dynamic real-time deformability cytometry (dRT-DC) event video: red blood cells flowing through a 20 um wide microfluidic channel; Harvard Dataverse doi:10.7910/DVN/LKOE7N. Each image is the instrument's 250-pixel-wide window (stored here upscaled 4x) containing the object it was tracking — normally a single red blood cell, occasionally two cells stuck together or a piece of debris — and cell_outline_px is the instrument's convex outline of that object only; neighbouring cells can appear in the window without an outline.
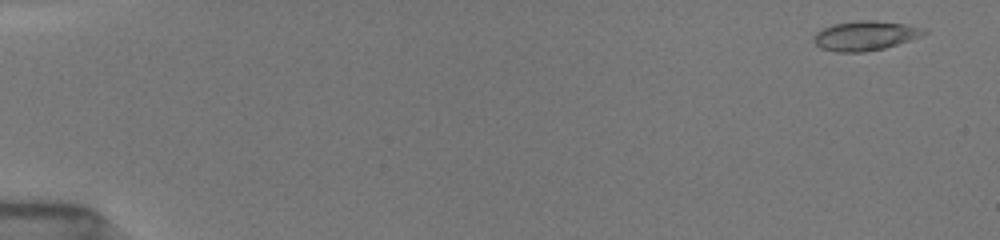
{"species": "common noctule bat (a hibernating species)", "species_latin": "Nyctalus noctula", "temperature_condition": "room temperature", "stored_images_in_passage": 13, "camera_frame_rate_fps": 3000, "um_per_image_px": 0.085, "animal": {"sex": "female", "body_mass_g": 19.5, "forearm_length_mm": 54.1}, "frame": {"image": 1, "passage_image": 2, "time_ms": 0.333, "image_size_px": [1000, 240], "cell_outline_px": [[928, 32], [920, 36], [884, 48], [864, 52], [836, 52], [820, 48], [812, 40], [812, 36], [816, 32], [832, 24], [856, 20], [876, 20], [904, 24], [928, 28]], "centroid_in_image_um": [73.51, 3.02], "position_along_channel_um": 11.5, "area_um2": 19.07}}
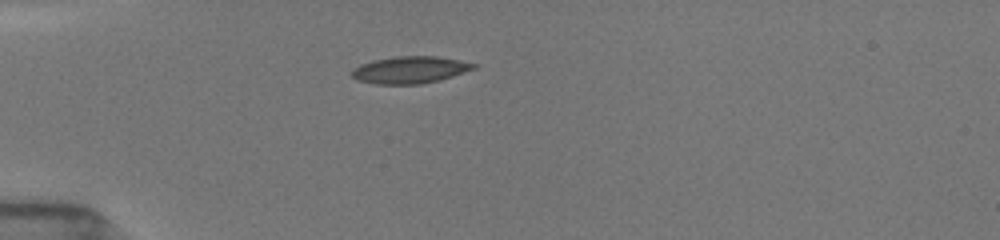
{"frame": {"image": 2, "passage_image": 10, "time_ms": 3.0, "image_size_px": [1000, 240], "cell_outline_px": [[480, 64], [476, 68], [440, 80], [420, 84], [376, 84], [356, 80], [352, 76], [352, 68], [360, 64], [372, 60], [396, 56], [436, 56], [460, 60]], "centroid_in_image_um": [34.85, 5.93], "position_along_channel_um": 50.2, "area_um2": 19.36}}
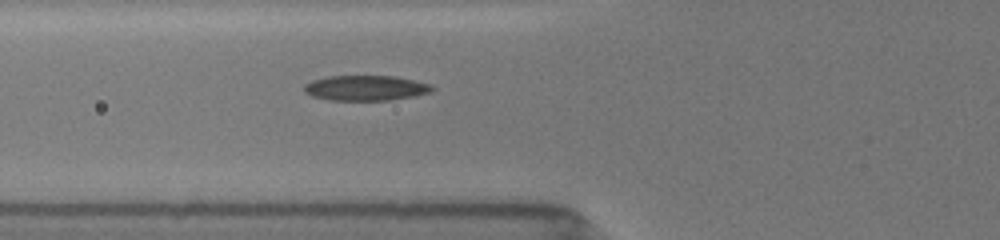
{"frame": {"image": 3, "passage_image": 13, "time_ms": 4.0, "image_size_px": [1000, 240], "cell_outline_px": [[436, 88], [432, 92], [412, 96], [388, 100], [332, 100], [312, 96], [304, 92], [304, 84], [312, 80], [328, 76], [396, 76], [432, 84]], "centroid_in_image_um": [31.1, 7.47], "position_along_channel_um": 94.7, "area_um2": 18.84}}